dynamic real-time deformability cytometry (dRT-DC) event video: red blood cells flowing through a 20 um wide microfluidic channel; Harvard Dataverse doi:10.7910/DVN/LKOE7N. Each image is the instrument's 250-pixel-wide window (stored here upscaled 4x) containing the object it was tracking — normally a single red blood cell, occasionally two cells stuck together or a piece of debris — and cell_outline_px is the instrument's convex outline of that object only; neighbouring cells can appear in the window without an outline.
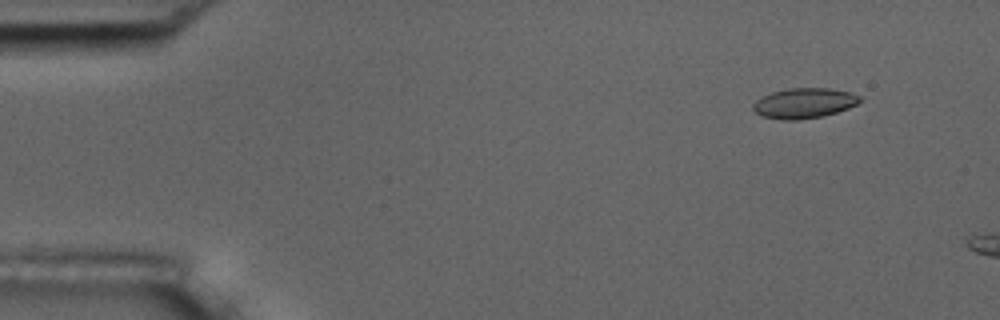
{"species": "common noctule bat (a hibernating species)", "species_latin": "Nyctalus noctula", "temperature_condition": "room temperature", "stored_images_in_passage": 3, "camera_frame_rate_fps": 3000, "um_per_image_px": 0.085, "animal": {"sex": "male", "body_mass_g": 17.5, "forearm_length_mm": 52.3}, "frame": {"image": 1, "passage_image": 2, "time_ms": 0.333, "image_size_px": [1000, 320], "cell_outline_px": [[864, 100], [848, 108], [836, 112], [820, 116], [800, 120], [780, 120], [764, 116], [756, 112], [752, 108], [752, 104], [756, 100], [772, 92], [788, 88], [828, 88], [848, 92], [860, 96]], "centroid_in_image_um": [68.35, 8.77], "position_along_channel_um": 16.7, "area_um2": 18.67}}